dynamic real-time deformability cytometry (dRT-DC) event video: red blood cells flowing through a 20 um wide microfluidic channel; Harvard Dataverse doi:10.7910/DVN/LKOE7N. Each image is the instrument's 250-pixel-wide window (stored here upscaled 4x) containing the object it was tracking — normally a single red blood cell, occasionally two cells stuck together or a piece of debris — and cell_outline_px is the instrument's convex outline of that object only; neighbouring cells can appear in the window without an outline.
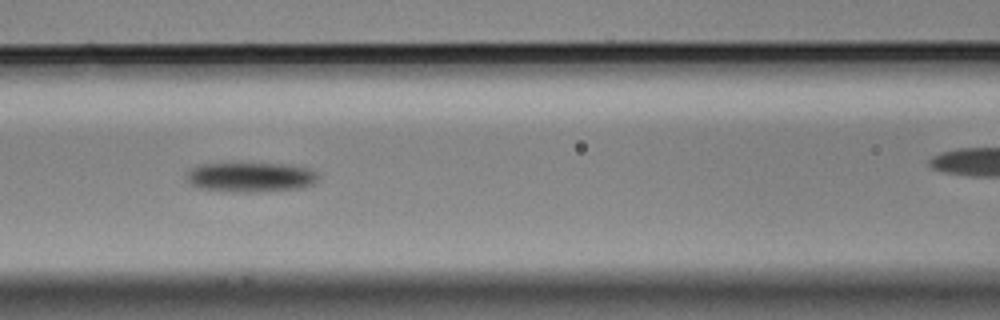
{"species": "Egyptian fruit bat (a non-hibernating species)", "species_latin": "Rousettus aegyptiacus", "temperature_condition": "cold", "stored_images_in_passage": 14, "camera_frame_rate_fps": 3000, "um_per_image_px": 0.085, "animal": {"sex": "male"}, "frame": {"image": 1, "passage_image": 5, "time_ms": 1.333, "image_size_px": [1000, 320], "cell_outline_px": [[320, 176], [312, 184], [300, 188], [260, 192], [244, 192], [200, 188], [192, 184], [188, 180], [188, 172], [196, 164], [292, 164], [308, 168], [316, 172]], "centroid_in_image_um": [21.36, 15.05], "position_along_channel_um": 145.2, "area_um2": 22.54}}
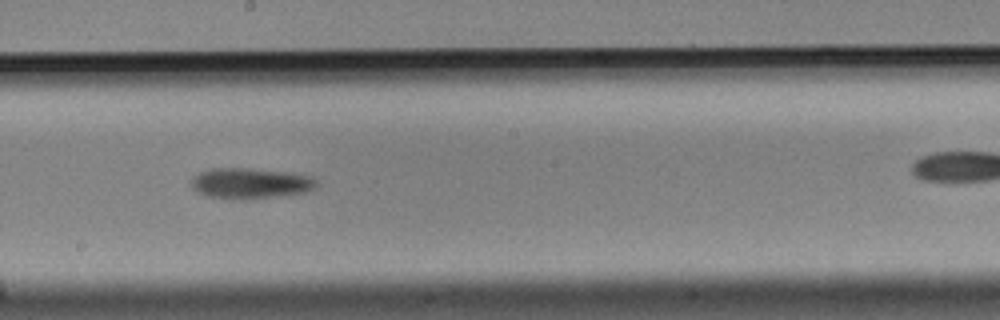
{"frame": {"image": 2, "passage_image": 7, "time_ms": 2.0, "image_size_px": [1000, 320], "cell_outline_px": [[320, 184], [316, 188], [308, 192], [252, 200], [232, 200], [208, 196], [196, 192], [192, 188], [188, 180], [192, 176], [200, 172], [212, 168], [248, 168], [292, 172], [308, 176], [316, 180]], "centroid_in_image_um": [21.26, 15.6], "position_along_channel_um": 226.9, "area_um2": 23.18}}